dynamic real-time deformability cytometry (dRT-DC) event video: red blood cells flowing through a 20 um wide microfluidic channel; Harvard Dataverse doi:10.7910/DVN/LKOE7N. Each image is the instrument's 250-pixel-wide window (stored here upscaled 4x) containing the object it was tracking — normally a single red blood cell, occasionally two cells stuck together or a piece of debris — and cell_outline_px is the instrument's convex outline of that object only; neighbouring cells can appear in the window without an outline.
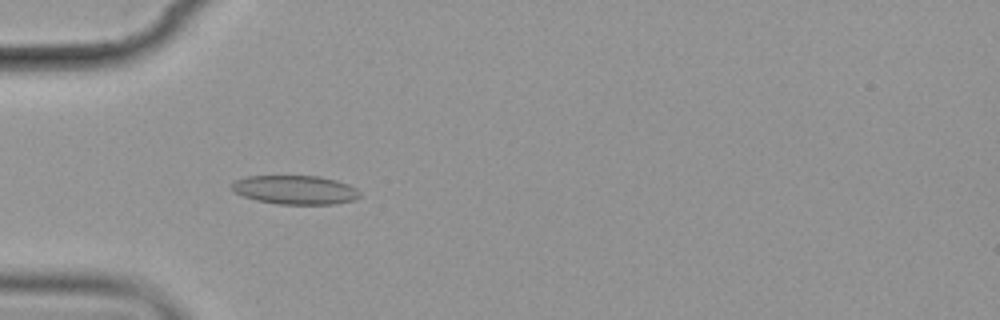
{"species": "common noctule bat (a hibernating species)", "species_latin": "Nyctalus noctula", "temperature_condition": "cold", "stored_images_in_passage": 5, "camera_frame_rate_fps": 3000, "um_per_image_px": 0.085, "animal": {"sex": "female", "body_mass_g": 19.9}, "frame": {"image": 1, "passage_image": 5, "time_ms": 4.667, "image_size_px": [1000, 320], "cell_outline_px": [[360, 196], [352, 200], [332, 204], [280, 204], [256, 200], [244, 196], [236, 192], [232, 188], [232, 184], [236, 180], [248, 176], [320, 176], [336, 180], [348, 184], [356, 188], [360, 192]], "centroid_in_image_um": [25.11, 16.13], "position_along_channel_um": 59.9, "area_um2": 21.33}}